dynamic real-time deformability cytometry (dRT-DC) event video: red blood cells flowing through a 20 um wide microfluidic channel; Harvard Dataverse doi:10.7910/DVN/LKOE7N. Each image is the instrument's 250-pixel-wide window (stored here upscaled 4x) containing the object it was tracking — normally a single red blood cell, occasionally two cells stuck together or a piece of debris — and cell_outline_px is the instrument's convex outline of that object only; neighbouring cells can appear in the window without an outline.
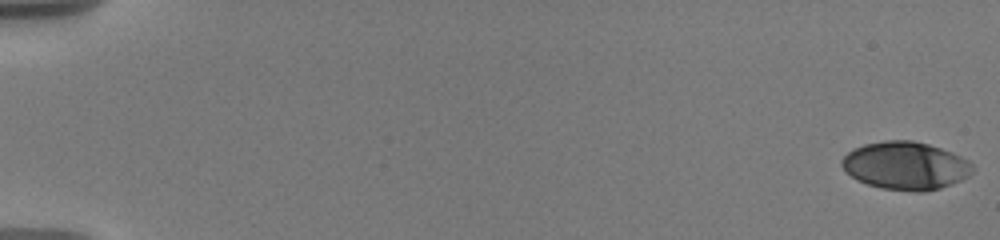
{"species": "human", "species_latin": "Homo sapiens", "temperature_condition": "warm", "stored_images_in_passage": 8, "camera_frame_rate_fps": 3000, "um_per_image_px": 0.085, "donor": {"sex": "male"}, "frame": {"image": 1, "passage_image": 1, "time_ms": 0.0, "image_size_px": [1000, 240], "cell_outline_px": [[976, 168], [968, 176], [960, 180], [940, 188], [924, 192], [916, 192], [880, 188], [856, 180], [844, 172], [840, 164], [840, 160], [852, 148], [864, 144], [884, 140], [912, 140], [928, 144], [952, 152], [968, 160]], "centroid_in_image_um": [76.93, 14.08], "position_along_channel_um": 8.1, "area_um2": 36.88}}
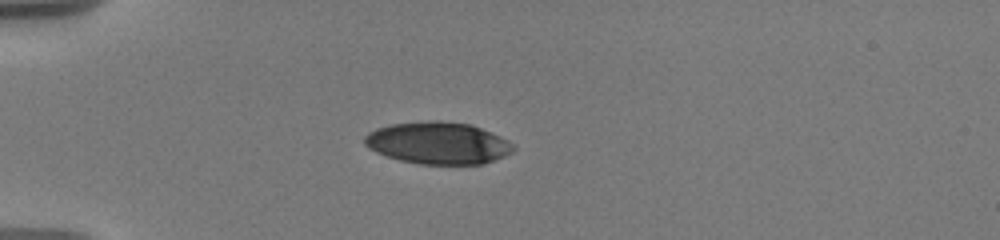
{"frame": {"image": 2, "passage_image": 6, "time_ms": 5.333, "image_size_px": [1000, 240], "cell_outline_px": [[516, 148], [512, 152], [504, 156], [484, 164], [420, 164], [400, 160], [376, 152], [368, 148], [364, 144], [364, 136], [368, 132], [376, 128], [392, 124], [428, 120], [440, 120], [472, 124], [500, 136], [508, 140]], "centroid_in_image_um": [37.23, 12.15], "position_along_channel_um": 47.8, "area_um2": 36.65}}
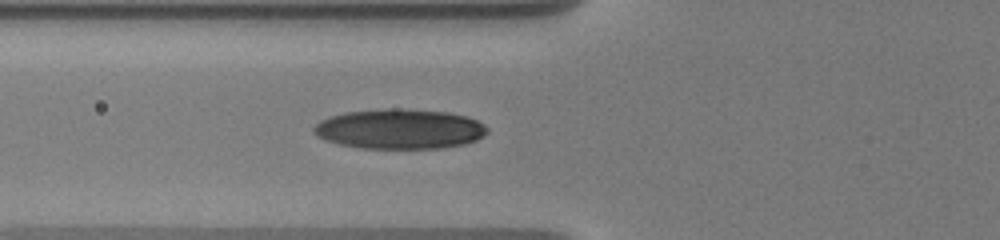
{"frame": {"image": 3, "passage_image": 8, "time_ms": 7.333, "image_size_px": [1000, 240], "cell_outline_px": [[488, 132], [484, 136], [476, 140], [464, 144], [440, 148], [360, 148], [340, 144], [328, 140], [320, 136], [312, 128], [320, 120], [344, 112], [392, 108], [396, 108], [448, 112], [468, 116], [484, 124], [488, 128]], "centroid_in_image_um": [34.03, 10.96], "position_along_channel_um": 91.8, "area_um2": 40.17}}